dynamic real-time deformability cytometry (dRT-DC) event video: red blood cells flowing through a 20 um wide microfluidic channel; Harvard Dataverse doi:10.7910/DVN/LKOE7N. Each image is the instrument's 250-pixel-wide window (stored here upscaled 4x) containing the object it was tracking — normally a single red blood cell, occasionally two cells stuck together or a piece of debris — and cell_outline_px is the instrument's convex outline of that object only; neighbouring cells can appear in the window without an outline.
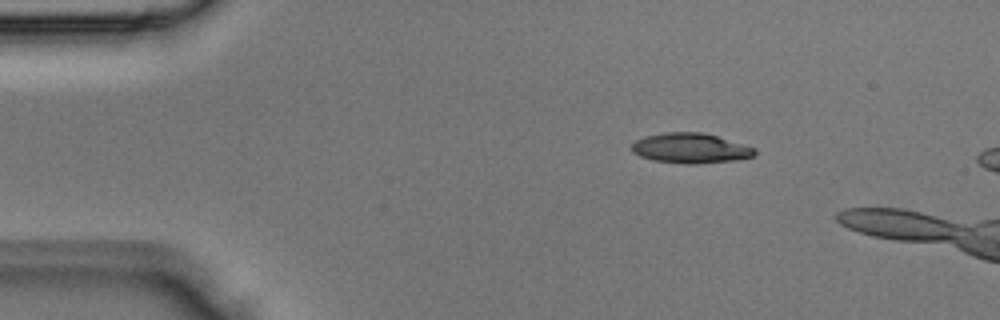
{"species": "Egyptian fruit bat (a non-hibernating species)", "species_latin": "Rousettus aegyptiacus", "temperature_condition": "room temperature", "stored_images_in_passage": 3, "camera_frame_rate_fps": 3000, "um_per_image_px": 0.085, "animal": {"sex": "male"}, "frame": {"image": 1, "passage_image": 1, "time_ms": 0.0, "image_size_px": [1000, 320], "cell_outline_px": [[756, 156], [736, 160], [696, 164], [688, 164], [652, 160], [640, 156], [632, 152], [632, 144], [636, 140], [644, 136], [668, 132], [704, 132], [756, 148]], "centroid_in_image_um": [58.71, 12.6], "position_along_channel_um": 26.3, "area_um2": 21.62}}